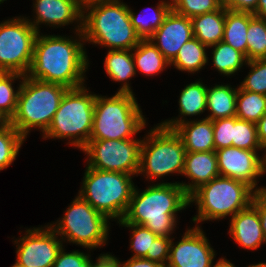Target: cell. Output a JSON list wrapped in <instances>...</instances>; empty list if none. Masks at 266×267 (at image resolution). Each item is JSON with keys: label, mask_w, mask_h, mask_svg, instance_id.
<instances>
[{"label": "cell", "mask_w": 266, "mask_h": 267, "mask_svg": "<svg viewBox=\"0 0 266 267\" xmlns=\"http://www.w3.org/2000/svg\"><path fill=\"white\" fill-rule=\"evenodd\" d=\"M103 64L109 78L115 82H123L117 92L133 94L129 80L137 72L132 50H109Z\"/></svg>", "instance_id": "obj_23"}, {"label": "cell", "mask_w": 266, "mask_h": 267, "mask_svg": "<svg viewBox=\"0 0 266 267\" xmlns=\"http://www.w3.org/2000/svg\"><path fill=\"white\" fill-rule=\"evenodd\" d=\"M25 138L9 124L0 130V171L15 161Z\"/></svg>", "instance_id": "obj_33"}, {"label": "cell", "mask_w": 266, "mask_h": 267, "mask_svg": "<svg viewBox=\"0 0 266 267\" xmlns=\"http://www.w3.org/2000/svg\"><path fill=\"white\" fill-rule=\"evenodd\" d=\"M193 35L208 48L223 40L225 7L191 18Z\"/></svg>", "instance_id": "obj_22"}, {"label": "cell", "mask_w": 266, "mask_h": 267, "mask_svg": "<svg viewBox=\"0 0 266 267\" xmlns=\"http://www.w3.org/2000/svg\"><path fill=\"white\" fill-rule=\"evenodd\" d=\"M38 32L26 17L0 23V71L27 75Z\"/></svg>", "instance_id": "obj_11"}, {"label": "cell", "mask_w": 266, "mask_h": 267, "mask_svg": "<svg viewBox=\"0 0 266 267\" xmlns=\"http://www.w3.org/2000/svg\"><path fill=\"white\" fill-rule=\"evenodd\" d=\"M173 11L190 19L213 12L222 6L221 0H170Z\"/></svg>", "instance_id": "obj_36"}, {"label": "cell", "mask_w": 266, "mask_h": 267, "mask_svg": "<svg viewBox=\"0 0 266 267\" xmlns=\"http://www.w3.org/2000/svg\"><path fill=\"white\" fill-rule=\"evenodd\" d=\"M182 175L191 182H178L190 196L196 189L220 175L215 151L186 152Z\"/></svg>", "instance_id": "obj_18"}, {"label": "cell", "mask_w": 266, "mask_h": 267, "mask_svg": "<svg viewBox=\"0 0 266 267\" xmlns=\"http://www.w3.org/2000/svg\"><path fill=\"white\" fill-rule=\"evenodd\" d=\"M215 251L201 227L188 228L177 243L171 242L166 267H210Z\"/></svg>", "instance_id": "obj_15"}, {"label": "cell", "mask_w": 266, "mask_h": 267, "mask_svg": "<svg viewBox=\"0 0 266 267\" xmlns=\"http://www.w3.org/2000/svg\"><path fill=\"white\" fill-rule=\"evenodd\" d=\"M210 47L213 48V66L221 75L230 76L235 74L247 63L246 57L240 51L223 41Z\"/></svg>", "instance_id": "obj_30"}, {"label": "cell", "mask_w": 266, "mask_h": 267, "mask_svg": "<svg viewBox=\"0 0 266 267\" xmlns=\"http://www.w3.org/2000/svg\"><path fill=\"white\" fill-rule=\"evenodd\" d=\"M259 143L266 152V113L256 123Z\"/></svg>", "instance_id": "obj_45"}, {"label": "cell", "mask_w": 266, "mask_h": 267, "mask_svg": "<svg viewBox=\"0 0 266 267\" xmlns=\"http://www.w3.org/2000/svg\"><path fill=\"white\" fill-rule=\"evenodd\" d=\"M171 9V1L168 0L160 1L153 10L154 12L149 16H146L145 14L142 15V13L137 15L132 11L133 9L129 8V17L136 34L141 39H149L163 23Z\"/></svg>", "instance_id": "obj_28"}, {"label": "cell", "mask_w": 266, "mask_h": 267, "mask_svg": "<svg viewBox=\"0 0 266 267\" xmlns=\"http://www.w3.org/2000/svg\"><path fill=\"white\" fill-rule=\"evenodd\" d=\"M11 267H22V266H19V265L15 262V264H13Z\"/></svg>", "instance_id": "obj_51"}, {"label": "cell", "mask_w": 266, "mask_h": 267, "mask_svg": "<svg viewBox=\"0 0 266 267\" xmlns=\"http://www.w3.org/2000/svg\"><path fill=\"white\" fill-rule=\"evenodd\" d=\"M77 39L60 35H41L34 42L33 58L27 76L44 82L57 83L67 88L85 85L89 65L84 50L82 31Z\"/></svg>", "instance_id": "obj_1"}, {"label": "cell", "mask_w": 266, "mask_h": 267, "mask_svg": "<svg viewBox=\"0 0 266 267\" xmlns=\"http://www.w3.org/2000/svg\"><path fill=\"white\" fill-rule=\"evenodd\" d=\"M220 176L243 181L255 191L266 189L257 188V179L265 172V157H259L257 151L237 147H227L215 151Z\"/></svg>", "instance_id": "obj_14"}, {"label": "cell", "mask_w": 266, "mask_h": 267, "mask_svg": "<svg viewBox=\"0 0 266 267\" xmlns=\"http://www.w3.org/2000/svg\"><path fill=\"white\" fill-rule=\"evenodd\" d=\"M229 235L244 249L256 250L266 243L257 209L250 204L231 217Z\"/></svg>", "instance_id": "obj_19"}, {"label": "cell", "mask_w": 266, "mask_h": 267, "mask_svg": "<svg viewBox=\"0 0 266 267\" xmlns=\"http://www.w3.org/2000/svg\"><path fill=\"white\" fill-rule=\"evenodd\" d=\"M132 51L135 70L146 76H155V74L161 73V71L170 65V62L150 39H141Z\"/></svg>", "instance_id": "obj_25"}, {"label": "cell", "mask_w": 266, "mask_h": 267, "mask_svg": "<svg viewBox=\"0 0 266 267\" xmlns=\"http://www.w3.org/2000/svg\"><path fill=\"white\" fill-rule=\"evenodd\" d=\"M145 126L146 119L134 94L96 95L90 140L133 139Z\"/></svg>", "instance_id": "obj_5"}, {"label": "cell", "mask_w": 266, "mask_h": 267, "mask_svg": "<svg viewBox=\"0 0 266 267\" xmlns=\"http://www.w3.org/2000/svg\"><path fill=\"white\" fill-rule=\"evenodd\" d=\"M263 156L265 157V172H266V153L263 154Z\"/></svg>", "instance_id": "obj_52"}, {"label": "cell", "mask_w": 266, "mask_h": 267, "mask_svg": "<svg viewBox=\"0 0 266 267\" xmlns=\"http://www.w3.org/2000/svg\"><path fill=\"white\" fill-rule=\"evenodd\" d=\"M215 151L232 146L233 117L213 121Z\"/></svg>", "instance_id": "obj_38"}, {"label": "cell", "mask_w": 266, "mask_h": 267, "mask_svg": "<svg viewBox=\"0 0 266 267\" xmlns=\"http://www.w3.org/2000/svg\"><path fill=\"white\" fill-rule=\"evenodd\" d=\"M217 263L213 264V261L211 263L210 267H235V265L233 263H231L229 260L225 259V258H219L218 261H216Z\"/></svg>", "instance_id": "obj_48"}, {"label": "cell", "mask_w": 266, "mask_h": 267, "mask_svg": "<svg viewBox=\"0 0 266 267\" xmlns=\"http://www.w3.org/2000/svg\"><path fill=\"white\" fill-rule=\"evenodd\" d=\"M246 40L247 61L266 59V20L250 13Z\"/></svg>", "instance_id": "obj_31"}, {"label": "cell", "mask_w": 266, "mask_h": 267, "mask_svg": "<svg viewBox=\"0 0 266 267\" xmlns=\"http://www.w3.org/2000/svg\"><path fill=\"white\" fill-rule=\"evenodd\" d=\"M206 48L208 49L206 45L193 37L179 49L176 57L170 62V66L194 74L208 62Z\"/></svg>", "instance_id": "obj_27"}, {"label": "cell", "mask_w": 266, "mask_h": 267, "mask_svg": "<svg viewBox=\"0 0 266 267\" xmlns=\"http://www.w3.org/2000/svg\"><path fill=\"white\" fill-rule=\"evenodd\" d=\"M255 190L247 183L225 176H217L196 189L189 196V204H197L194 223L233 217L252 203Z\"/></svg>", "instance_id": "obj_6"}, {"label": "cell", "mask_w": 266, "mask_h": 267, "mask_svg": "<svg viewBox=\"0 0 266 267\" xmlns=\"http://www.w3.org/2000/svg\"><path fill=\"white\" fill-rule=\"evenodd\" d=\"M33 5L35 18L33 21L28 17L26 19L38 33L42 23L58 28L77 22L79 25H76L75 31H82L83 10L76 0H35Z\"/></svg>", "instance_id": "obj_17"}, {"label": "cell", "mask_w": 266, "mask_h": 267, "mask_svg": "<svg viewBox=\"0 0 266 267\" xmlns=\"http://www.w3.org/2000/svg\"><path fill=\"white\" fill-rule=\"evenodd\" d=\"M174 131L180 136L186 152L215 151L213 121L210 119L187 120Z\"/></svg>", "instance_id": "obj_20"}, {"label": "cell", "mask_w": 266, "mask_h": 267, "mask_svg": "<svg viewBox=\"0 0 266 267\" xmlns=\"http://www.w3.org/2000/svg\"><path fill=\"white\" fill-rule=\"evenodd\" d=\"M120 267H162L156 262L145 258H133L131 257L126 262L121 263L119 261Z\"/></svg>", "instance_id": "obj_44"}, {"label": "cell", "mask_w": 266, "mask_h": 267, "mask_svg": "<svg viewBox=\"0 0 266 267\" xmlns=\"http://www.w3.org/2000/svg\"><path fill=\"white\" fill-rule=\"evenodd\" d=\"M96 94L83 85L69 88L55 112L43 139H69V145L82 150L90 140Z\"/></svg>", "instance_id": "obj_7"}, {"label": "cell", "mask_w": 266, "mask_h": 267, "mask_svg": "<svg viewBox=\"0 0 266 267\" xmlns=\"http://www.w3.org/2000/svg\"><path fill=\"white\" fill-rule=\"evenodd\" d=\"M90 267H120L117 257L111 254H100L96 262L92 261Z\"/></svg>", "instance_id": "obj_43"}, {"label": "cell", "mask_w": 266, "mask_h": 267, "mask_svg": "<svg viewBox=\"0 0 266 267\" xmlns=\"http://www.w3.org/2000/svg\"><path fill=\"white\" fill-rule=\"evenodd\" d=\"M89 254L79 252H65L64 248L59 251L52 267H90L92 260Z\"/></svg>", "instance_id": "obj_39"}, {"label": "cell", "mask_w": 266, "mask_h": 267, "mask_svg": "<svg viewBox=\"0 0 266 267\" xmlns=\"http://www.w3.org/2000/svg\"><path fill=\"white\" fill-rule=\"evenodd\" d=\"M171 237L158 236L153 241L152 254H147L144 258L166 267L170 255Z\"/></svg>", "instance_id": "obj_40"}, {"label": "cell", "mask_w": 266, "mask_h": 267, "mask_svg": "<svg viewBox=\"0 0 266 267\" xmlns=\"http://www.w3.org/2000/svg\"><path fill=\"white\" fill-rule=\"evenodd\" d=\"M254 15L266 20V0L258 1L257 9Z\"/></svg>", "instance_id": "obj_46"}, {"label": "cell", "mask_w": 266, "mask_h": 267, "mask_svg": "<svg viewBox=\"0 0 266 267\" xmlns=\"http://www.w3.org/2000/svg\"><path fill=\"white\" fill-rule=\"evenodd\" d=\"M193 37L191 19L171 9L163 23L149 39L171 62L183 44Z\"/></svg>", "instance_id": "obj_16"}, {"label": "cell", "mask_w": 266, "mask_h": 267, "mask_svg": "<svg viewBox=\"0 0 266 267\" xmlns=\"http://www.w3.org/2000/svg\"><path fill=\"white\" fill-rule=\"evenodd\" d=\"M232 146L250 151H263L258 140L256 124L234 116Z\"/></svg>", "instance_id": "obj_34"}, {"label": "cell", "mask_w": 266, "mask_h": 267, "mask_svg": "<svg viewBox=\"0 0 266 267\" xmlns=\"http://www.w3.org/2000/svg\"><path fill=\"white\" fill-rule=\"evenodd\" d=\"M134 175L86 167L79 195L109 220H122L131 200Z\"/></svg>", "instance_id": "obj_8"}, {"label": "cell", "mask_w": 266, "mask_h": 267, "mask_svg": "<svg viewBox=\"0 0 266 267\" xmlns=\"http://www.w3.org/2000/svg\"><path fill=\"white\" fill-rule=\"evenodd\" d=\"M259 0H221L222 5L232 11L255 14Z\"/></svg>", "instance_id": "obj_42"}, {"label": "cell", "mask_w": 266, "mask_h": 267, "mask_svg": "<svg viewBox=\"0 0 266 267\" xmlns=\"http://www.w3.org/2000/svg\"><path fill=\"white\" fill-rule=\"evenodd\" d=\"M207 86L202 82L195 81L188 84L180 93L179 98V118L167 120L159 123L168 129H175L179 124L186 122V116H196L207 110ZM185 116V117H184ZM183 117V119H182Z\"/></svg>", "instance_id": "obj_21"}, {"label": "cell", "mask_w": 266, "mask_h": 267, "mask_svg": "<svg viewBox=\"0 0 266 267\" xmlns=\"http://www.w3.org/2000/svg\"><path fill=\"white\" fill-rule=\"evenodd\" d=\"M186 149L180 136L160 124L142 139L138 174L155 180L169 174H182Z\"/></svg>", "instance_id": "obj_9"}, {"label": "cell", "mask_w": 266, "mask_h": 267, "mask_svg": "<svg viewBox=\"0 0 266 267\" xmlns=\"http://www.w3.org/2000/svg\"><path fill=\"white\" fill-rule=\"evenodd\" d=\"M122 227L132 229L130 249L134 252L133 258H144L147 254H152L153 241L158 237L151 230L143 225L127 222H117Z\"/></svg>", "instance_id": "obj_35"}, {"label": "cell", "mask_w": 266, "mask_h": 267, "mask_svg": "<svg viewBox=\"0 0 266 267\" xmlns=\"http://www.w3.org/2000/svg\"><path fill=\"white\" fill-rule=\"evenodd\" d=\"M16 263L22 267H52L63 241L48 225L26 230L25 235L14 240Z\"/></svg>", "instance_id": "obj_13"}, {"label": "cell", "mask_w": 266, "mask_h": 267, "mask_svg": "<svg viewBox=\"0 0 266 267\" xmlns=\"http://www.w3.org/2000/svg\"><path fill=\"white\" fill-rule=\"evenodd\" d=\"M17 108L10 124L26 139L33 128L44 134L50 126L65 92L69 89L57 83L24 76Z\"/></svg>", "instance_id": "obj_4"}, {"label": "cell", "mask_w": 266, "mask_h": 267, "mask_svg": "<svg viewBox=\"0 0 266 267\" xmlns=\"http://www.w3.org/2000/svg\"><path fill=\"white\" fill-rule=\"evenodd\" d=\"M25 75L19 73L2 72L0 74V112L9 120L14 116L17 108L18 95L21 83L17 90H14L13 84L15 80H23Z\"/></svg>", "instance_id": "obj_32"}, {"label": "cell", "mask_w": 266, "mask_h": 267, "mask_svg": "<svg viewBox=\"0 0 266 267\" xmlns=\"http://www.w3.org/2000/svg\"><path fill=\"white\" fill-rule=\"evenodd\" d=\"M109 219L95 210L79 194L67 208L64 217L49 226L62 241L84 248L104 246L108 239ZM55 224V225H54Z\"/></svg>", "instance_id": "obj_10"}, {"label": "cell", "mask_w": 266, "mask_h": 267, "mask_svg": "<svg viewBox=\"0 0 266 267\" xmlns=\"http://www.w3.org/2000/svg\"><path fill=\"white\" fill-rule=\"evenodd\" d=\"M251 69L239 87L246 91L266 95V59H255L247 61Z\"/></svg>", "instance_id": "obj_37"}, {"label": "cell", "mask_w": 266, "mask_h": 267, "mask_svg": "<svg viewBox=\"0 0 266 267\" xmlns=\"http://www.w3.org/2000/svg\"><path fill=\"white\" fill-rule=\"evenodd\" d=\"M187 206L189 196L177 182L152 184L141 192L135 187L126 213L117 222L143 225L158 236L170 237L177 213Z\"/></svg>", "instance_id": "obj_2"}, {"label": "cell", "mask_w": 266, "mask_h": 267, "mask_svg": "<svg viewBox=\"0 0 266 267\" xmlns=\"http://www.w3.org/2000/svg\"><path fill=\"white\" fill-rule=\"evenodd\" d=\"M238 88L231 85L207 87V108L211 113L206 117L212 121L236 116V97Z\"/></svg>", "instance_id": "obj_24"}, {"label": "cell", "mask_w": 266, "mask_h": 267, "mask_svg": "<svg viewBox=\"0 0 266 267\" xmlns=\"http://www.w3.org/2000/svg\"><path fill=\"white\" fill-rule=\"evenodd\" d=\"M250 13L232 11L225 8L223 42L240 51L247 59V30Z\"/></svg>", "instance_id": "obj_26"}, {"label": "cell", "mask_w": 266, "mask_h": 267, "mask_svg": "<svg viewBox=\"0 0 266 267\" xmlns=\"http://www.w3.org/2000/svg\"><path fill=\"white\" fill-rule=\"evenodd\" d=\"M141 139L89 140L82 149L87 154V166L138 176Z\"/></svg>", "instance_id": "obj_12"}, {"label": "cell", "mask_w": 266, "mask_h": 267, "mask_svg": "<svg viewBox=\"0 0 266 267\" xmlns=\"http://www.w3.org/2000/svg\"><path fill=\"white\" fill-rule=\"evenodd\" d=\"M10 124V120L0 112V130L4 129L6 126Z\"/></svg>", "instance_id": "obj_49"}, {"label": "cell", "mask_w": 266, "mask_h": 267, "mask_svg": "<svg viewBox=\"0 0 266 267\" xmlns=\"http://www.w3.org/2000/svg\"><path fill=\"white\" fill-rule=\"evenodd\" d=\"M107 0H76L78 6L84 10L85 8H87L88 6L94 5V4H98L101 2H104Z\"/></svg>", "instance_id": "obj_47"}, {"label": "cell", "mask_w": 266, "mask_h": 267, "mask_svg": "<svg viewBox=\"0 0 266 267\" xmlns=\"http://www.w3.org/2000/svg\"><path fill=\"white\" fill-rule=\"evenodd\" d=\"M247 267H266V263H258V264H252V265H249Z\"/></svg>", "instance_id": "obj_50"}, {"label": "cell", "mask_w": 266, "mask_h": 267, "mask_svg": "<svg viewBox=\"0 0 266 267\" xmlns=\"http://www.w3.org/2000/svg\"><path fill=\"white\" fill-rule=\"evenodd\" d=\"M266 113V95L246 91L238 87L236 97V117L257 123Z\"/></svg>", "instance_id": "obj_29"}, {"label": "cell", "mask_w": 266, "mask_h": 267, "mask_svg": "<svg viewBox=\"0 0 266 267\" xmlns=\"http://www.w3.org/2000/svg\"><path fill=\"white\" fill-rule=\"evenodd\" d=\"M82 34L85 42L109 50H132L141 38L129 17V6L120 0H107L83 10Z\"/></svg>", "instance_id": "obj_3"}, {"label": "cell", "mask_w": 266, "mask_h": 267, "mask_svg": "<svg viewBox=\"0 0 266 267\" xmlns=\"http://www.w3.org/2000/svg\"><path fill=\"white\" fill-rule=\"evenodd\" d=\"M260 216L261 227L266 241V189L255 191L252 203Z\"/></svg>", "instance_id": "obj_41"}]
</instances>
